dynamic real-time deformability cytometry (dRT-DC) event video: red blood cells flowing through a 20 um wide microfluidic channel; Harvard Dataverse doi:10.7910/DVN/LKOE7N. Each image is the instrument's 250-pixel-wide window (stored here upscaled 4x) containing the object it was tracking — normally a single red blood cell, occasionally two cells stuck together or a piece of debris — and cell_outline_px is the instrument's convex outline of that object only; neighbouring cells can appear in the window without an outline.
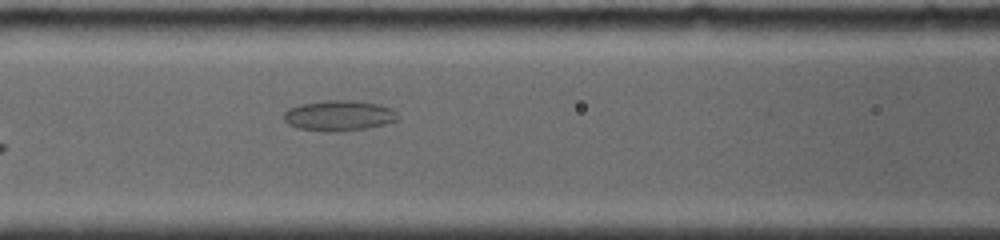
{"species": "common noctule bat (a hibernating species)", "species_latin": "Nyctalus noctula", "temperature_condition": "room temperature", "stored_images_in_passage": 5, "camera_frame_rate_fps": 4000, "um_per_image_px": 0.085, "animal": {"sex": "female", "body_mass_g": 19.0, "forearm_length_mm": 56.7}, "frame": {"image": 1, "passage_image": 4, "time_ms": 2.5, "image_size_px": [1000, 240], "cell_outline_px": [[400, 120], [368, 128], [336, 132], [324, 132], [296, 128], [288, 124], [284, 120], [284, 112], [288, 108], [300, 104], [328, 100], [352, 100], [376, 104], [392, 108], [400, 116]], "centroid_in_image_um": [28.81, 9.84], "position_along_channel_um": 137.8, "area_um2": 20.52}}
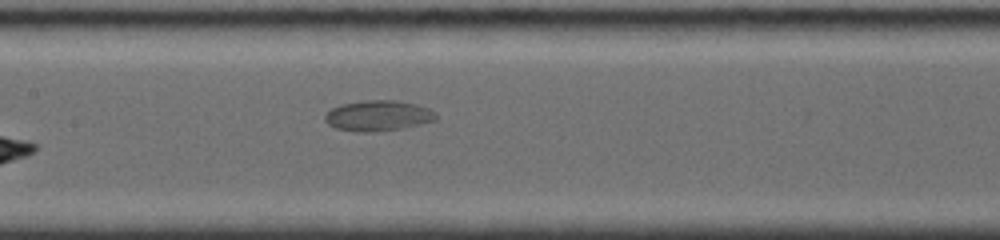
{"frame": {"image": 2, "passage_image": 5, "time_ms": 3.5, "image_size_px": [1000, 240], "cell_outline_px": [[436, 120], [404, 128], [376, 132], [356, 132], [336, 128], [328, 124], [324, 120], [324, 116], [332, 108], [340, 104], [364, 100], [396, 100], [416, 104], [428, 108], [436, 112]], "centroid_in_image_um": [32.13, 9.84], "position_along_channel_um": 175.3, "area_um2": 19.94}}